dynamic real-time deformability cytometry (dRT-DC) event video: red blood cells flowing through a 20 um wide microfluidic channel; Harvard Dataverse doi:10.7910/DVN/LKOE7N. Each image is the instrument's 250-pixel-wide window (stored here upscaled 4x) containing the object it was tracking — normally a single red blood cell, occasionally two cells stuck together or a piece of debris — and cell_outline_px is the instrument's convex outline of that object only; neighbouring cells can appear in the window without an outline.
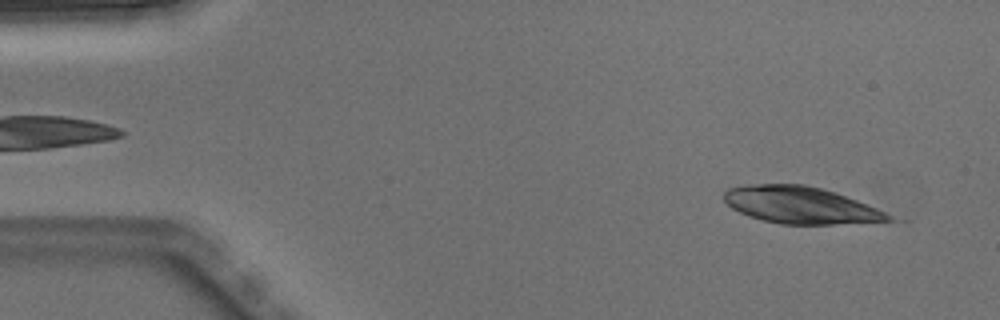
{"species": "Egyptian fruit bat (a non-hibernating species)", "species_latin": "Rousettus aegyptiacus", "temperature_condition": "warm", "stored_images_in_passage": 3, "camera_frame_rate_fps": 3000, "um_per_image_px": 0.085, "animal": {"sex": "male"}, "frame": {"image": 1, "passage_image": 1, "time_ms": 0.0, "image_size_px": [1000, 320], "cell_outline_px": [[892, 220], [832, 224], [780, 224], [748, 216], [732, 208], [724, 200], [724, 192], [728, 188], [744, 184], [804, 184], [836, 192], [876, 208], [892, 216]], "centroid_in_image_um": [67.97, 17.42], "position_along_channel_um": 17.0, "area_um2": 35.03}}